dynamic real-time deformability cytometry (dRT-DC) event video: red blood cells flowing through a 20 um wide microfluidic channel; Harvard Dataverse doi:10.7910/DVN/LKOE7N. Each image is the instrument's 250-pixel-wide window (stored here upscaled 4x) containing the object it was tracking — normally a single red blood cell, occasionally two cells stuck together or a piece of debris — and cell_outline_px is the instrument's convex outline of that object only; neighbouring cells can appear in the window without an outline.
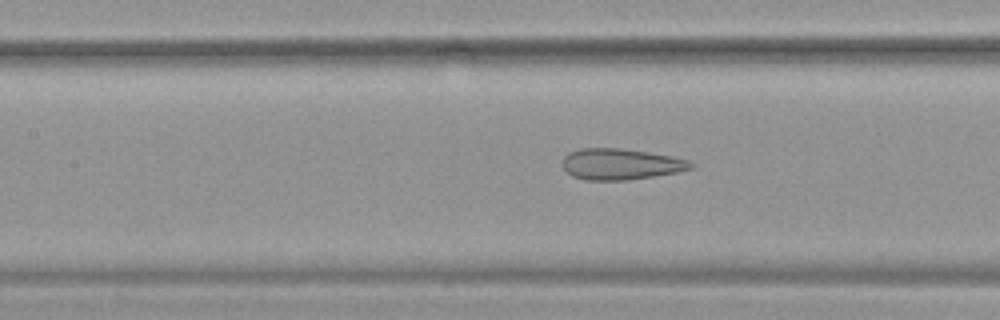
{"species": "common noctule bat (a hibernating species)", "species_latin": "Nyctalus noctula", "temperature_condition": "warm", "stored_images_in_passage": 38, "camera_frame_rate_fps": 3000, "um_per_image_px": 0.085, "animal": {"sex": "female", "body_mass_g": 19.9}, "frame": {"image": 1, "passage_image": 9, "time_ms": 2.667, "image_size_px": [1000, 320], "cell_outline_px": [[696, 168], [680, 172], [656, 176], [628, 180], [584, 180], [572, 176], [560, 164], [564, 156], [568, 152], [580, 148], [620, 148], [648, 152], [672, 156], [688, 160], [696, 164]], "centroid_in_image_um": [52.79, 13.95], "position_along_channel_um": 154.6, "area_um2": 23.7}}
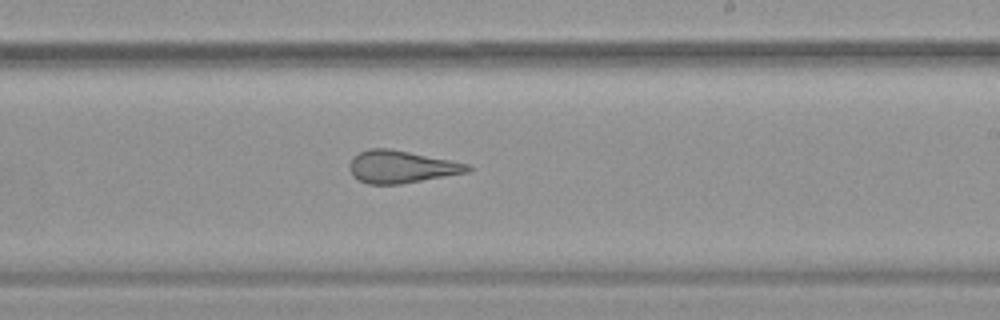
{"frame": {"image": 2, "passage_image": 17, "time_ms": 5.333, "image_size_px": [1000, 320], "cell_outline_px": [[472, 168], [468, 172], [400, 184], [368, 184], [352, 176], [348, 168], [348, 164], [352, 156], [368, 148], [388, 148], [468, 164]], "centroid_in_image_um": [34.03, 14.18], "position_along_channel_um": 255.0, "area_um2": 22.14}}
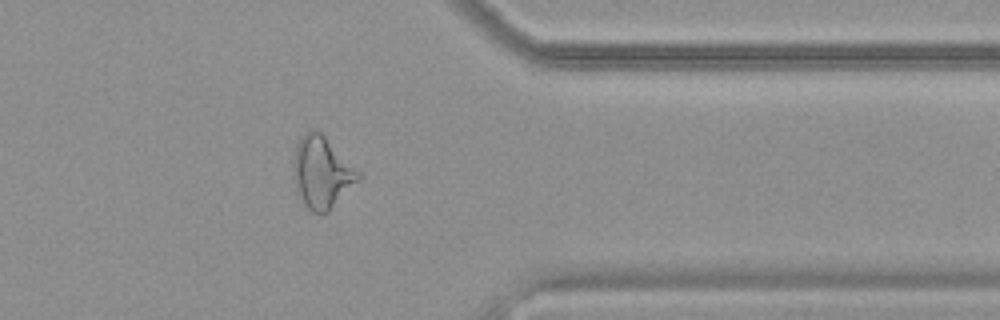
{"frame": {"image": 3, "passage_image": 28, "time_ms": 9.0, "image_size_px": [1000, 320], "cell_outline_px": [[360, 180], [328, 212], [320, 216], [312, 212], [304, 204], [296, 184], [292, 168], [292, 160], [296, 144], [300, 136], [304, 132], [320, 132], [360, 172]], "centroid_in_image_um": [27.35, 14.68], "position_along_channel_um": 384.1, "area_um2": 26.88}, "authors_computed_cell_mechanics": {"area_um2": 24.3627, "velocity_mm_per_s": 3.7828, "shape_relaxation_time_tau1_ms": null, "shape_relaxation_time_tau2_ms": 1.3764, "deformation_change_tau1": null, "deformation_change_tau2": 0.1194}}